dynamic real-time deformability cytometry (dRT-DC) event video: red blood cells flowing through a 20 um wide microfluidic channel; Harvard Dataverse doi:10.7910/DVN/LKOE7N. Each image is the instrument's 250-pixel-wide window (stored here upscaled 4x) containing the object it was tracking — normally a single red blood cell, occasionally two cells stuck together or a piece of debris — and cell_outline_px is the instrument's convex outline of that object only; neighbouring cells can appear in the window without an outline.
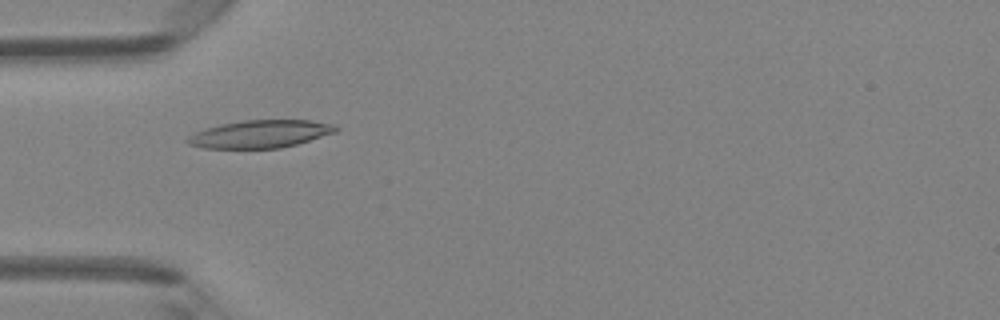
{"species": "Egyptian fruit bat (a non-hibernating species)", "species_latin": "Rousettus aegyptiacus", "temperature_condition": "room temperature", "stored_images_in_passage": 34, "camera_frame_rate_fps": 3000, "um_per_image_px": 0.085, "animal": {"sex": "female"}, "frame": {"image": 1, "passage_image": 1, "time_ms": 0.0, "image_size_px": [1000, 320], "cell_outline_px": [[340, 128], [336, 132], [296, 144], [280, 148], [204, 148], [188, 144], [184, 140], [188, 136], [204, 128], [220, 124], [244, 120], [312, 120], [336, 124]], "centroid_in_image_um": [22.12, 11.38], "position_along_channel_um": 62.9, "area_um2": 24.04}}
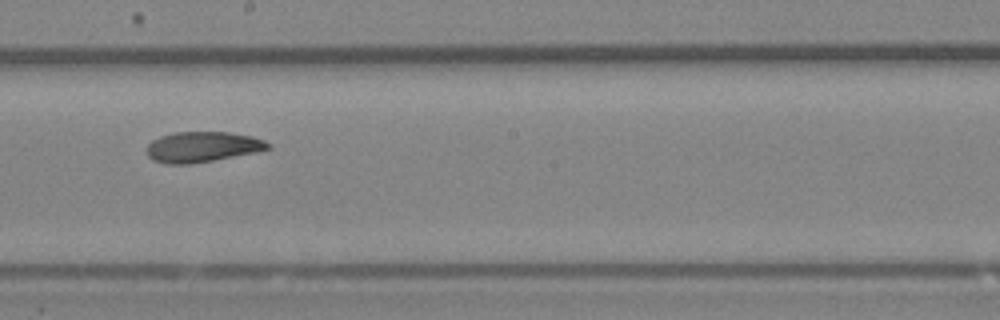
{"frame": {"image": 2, "passage_image": 13, "time_ms": 4.0, "image_size_px": [1000, 320], "cell_outline_px": [[272, 148], [256, 152], [192, 164], [164, 164], [152, 160], [148, 156], [148, 144], [152, 140], [160, 136], [176, 132], [228, 132], [252, 136], [264, 140]], "centroid_in_image_um": [17.19, 12.49], "position_along_channel_um": 231.0, "area_um2": 21.5}}
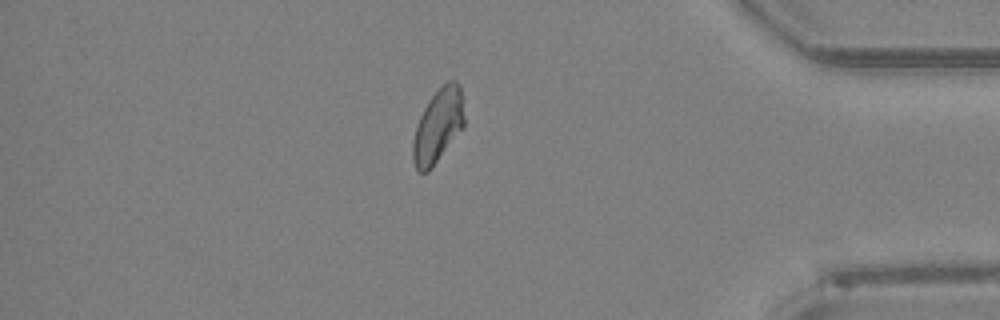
{"frame": {"image": 3, "passage_image": 27, "time_ms": 8.667, "image_size_px": [1000, 320], "cell_outline_px": [[464, 128], [432, 168], [428, 172], [420, 172], [416, 168], [412, 160], [412, 144], [416, 128], [420, 116], [428, 100], [448, 80], [456, 80], [460, 84], [464, 116]], "centroid_in_image_um": [37.24, 10.71], "position_along_channel_um": 398.0, "area_um2": 22.14}, "authors_computed_cell_mechanics": {"area_um2": 22.1663, "velocity_mm_per_s": 4.2516, "shape_relaxation_time_tau1_ms": 7.412, "shape_relaxation_time_tau2_ms": 2.9141, "deformation_change_tau1": 0.171, "deformation_change_tau2": 0.0785}}